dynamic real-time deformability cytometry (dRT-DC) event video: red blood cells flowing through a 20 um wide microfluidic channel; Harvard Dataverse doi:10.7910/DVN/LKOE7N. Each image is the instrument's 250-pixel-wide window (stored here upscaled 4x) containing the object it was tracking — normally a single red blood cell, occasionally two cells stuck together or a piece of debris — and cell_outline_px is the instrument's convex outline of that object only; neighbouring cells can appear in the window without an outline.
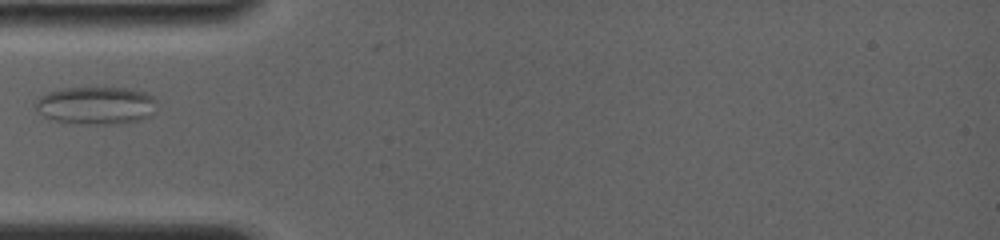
{"species": "common noctule bat (a hibernating species)", "species_latin": "Nyctalus noctula", "temperature_condition": "room temperature", "stored_images_in_passage": 3, "camera_frame_rate_fps": 4000, "um_per_image_px": 0.085, "animal": {"sex": "female", "body_mass_g": 19.0, "forearm_length_mm": 56.7}, "frame": {"image": 1, "passage_image": 3, "time_ms": 2.0, "image_size_px": [1000, 240], "cell_outline_px": [[152, 100], [148, 116], [136, 120], [56, 120], [44, 116], [36, 108], [36, 104], [40, 96], [48, 92], [64, 88], [128, 88], [144, 92], [152, 96]], "centroid_in_image_um": [8.07, 8.86], "position_along_channel_um": 76.9, "area_um2": 24.16}}